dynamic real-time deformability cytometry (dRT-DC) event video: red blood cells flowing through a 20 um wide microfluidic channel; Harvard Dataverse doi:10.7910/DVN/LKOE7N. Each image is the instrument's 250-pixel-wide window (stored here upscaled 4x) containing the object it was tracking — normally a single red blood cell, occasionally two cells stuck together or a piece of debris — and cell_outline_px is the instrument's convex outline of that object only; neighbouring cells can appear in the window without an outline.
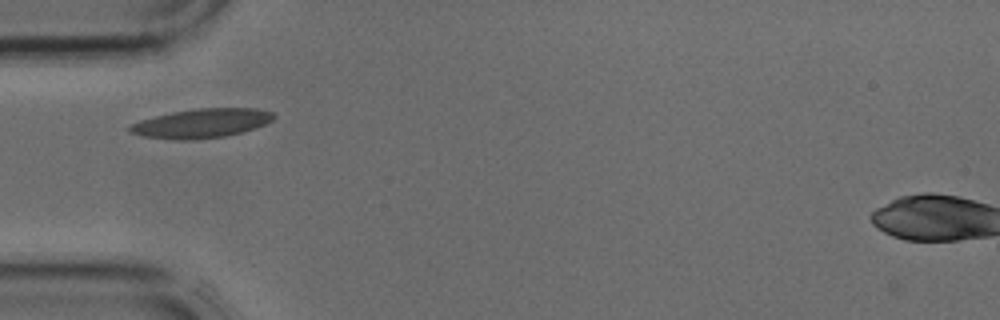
{"species": "common noctule bat (a hibernating species)", "species_latin": "Nyctalus noctula", "temperature_condition": "cold", "stored_images_in_passage": 1, "camera_frame_rate_fps": 3000, "um_per_image_px": 0.085, "animal": {"sex": "male", "body_mass_g": 17.9, "forearm_length_mm": 54.2}, "frame": {"image": 1, "passage_image": 1, "time_ms": 0.0, "image_size_px": [1000, 320], "cell_outline_px": [[276, 116], [272, 120], [264, 124], [240, 132], [224, 136], [196, 140], [172, 140], [144, 136], [128, 132], [128, 128], [132, 124], [140, 120], [172, 112], [196, 108], [256, 108], [272, 112]], "centroid_in_image_um": [17.1, 10.48], "position_along_channel_um": 67.9, "area_um2": 24.33}}